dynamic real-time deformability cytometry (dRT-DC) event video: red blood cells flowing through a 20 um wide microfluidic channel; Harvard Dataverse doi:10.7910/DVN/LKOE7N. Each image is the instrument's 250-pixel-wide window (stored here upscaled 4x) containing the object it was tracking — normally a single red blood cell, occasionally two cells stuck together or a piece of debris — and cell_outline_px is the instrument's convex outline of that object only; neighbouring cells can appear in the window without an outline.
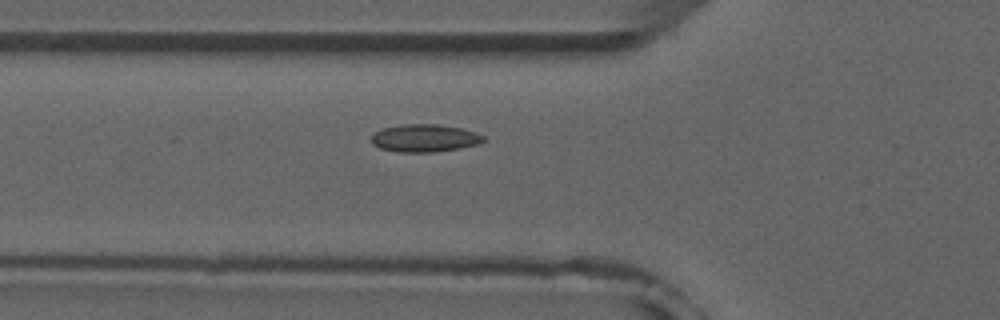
{"species": "common noctule bat (a hibernating species)", "species_latin": "Nyctalus noctula", "temperature_condition": "room temperature", "stored_images_in_passage": 3, "camera_frame_rate_fps": 3000, "um_per_image_px": 0.085, "animal": {"sex": "male", "forearm_length_mm": 52.5}, "frame": {"image": 1, "passage_image": 3, "time_ms": 2.333, "image_size_px": [1000, 320], "cell_outline_px": [[484, 140], [476, 144], [460, 148], [432, 152], [396, 152], [380, 148], [372, 144], [372, 136], [376, 132], [384, 128], [400, 124], [440, 124], [460, 128], [476, 132], [484, 136]], "centroid_in_image_um": [36.08, 11.74], "position_along_channel_um": 89.7, "area_um2": 17.98}}